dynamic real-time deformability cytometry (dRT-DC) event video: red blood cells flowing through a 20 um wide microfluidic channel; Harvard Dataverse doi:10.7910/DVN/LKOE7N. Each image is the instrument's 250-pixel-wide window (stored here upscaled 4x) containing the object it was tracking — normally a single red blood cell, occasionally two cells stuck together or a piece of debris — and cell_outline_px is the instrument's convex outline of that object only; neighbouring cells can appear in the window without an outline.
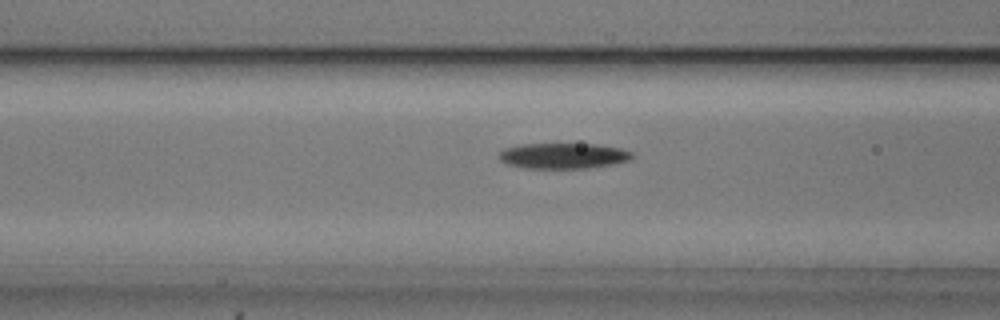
{"species": "common noctule bat (a hibernating species)", "species_latin": "Nyctalus noctula", "temperature_condition": "cold", "stored_images_in_passage": 48, "camera_frame_rate_fps": 3000, "um_per_image_px": 0.085, "animal": {"sex": "male", "body_mass_g": 20.5, "forearm_length_mm": 52.5}, "frame": {"image": 1, "passage_image": 21, "time_ms": 6.667, "image_size_px": [1000, 320], "cell_outline_px": [[636, 156], [628, 160], [612, 164], [588, 168], [524, 168], [504, 164], [500, 160], [500, 152], [504, 148], [520, 144], [596, 144], [620, 148], [632, 152]], "centroid_in_image_um": [47.86, 13.24], "position_along_channel_um": 118.7, "area_um2": 19.94}}
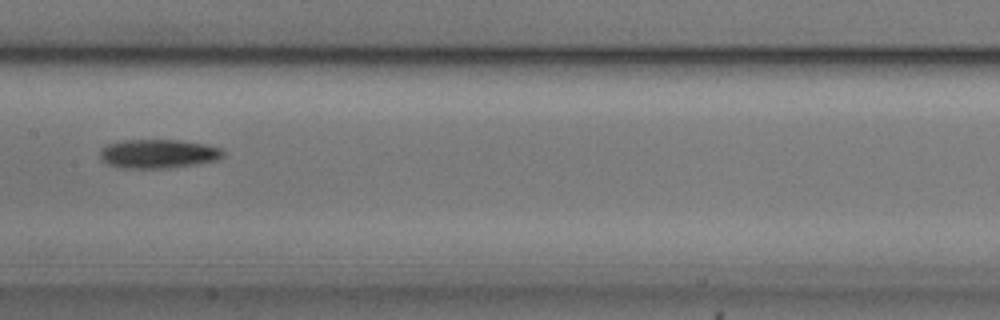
{"frame": {"image": 2, "passage_image": 27, "time_ms": 8.667, "image_size_px": [1000, 320], "cell_outline_px": [[224, 156], [216, 160], [196, 164], [168, 168], [120, 168], [108, 164], [100, 160], [100, 152], [108, 144], [120, 140], [180, 140], [204, 144], [224, 148]], "centroid_in_image_um": [13.46, 13.07], "position_along_channel_um": 193.9, "area_um2": 20.87}}
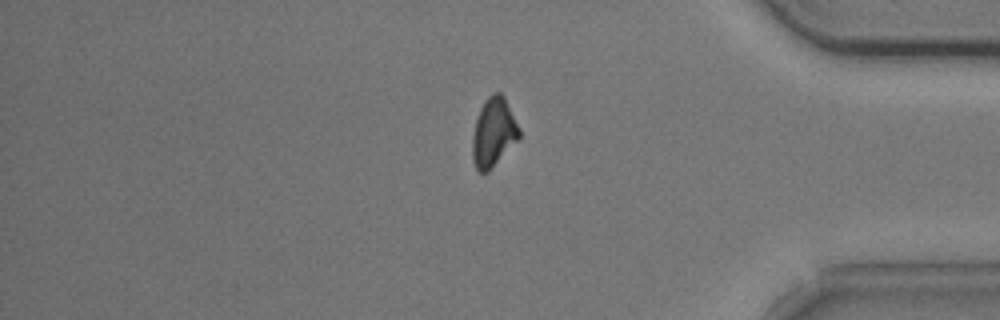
{"frame": {"image": 3, "passage_image": 45, "time_ms": 14.667, "image_size_px": [1000, 320], "cell_outline_px": [[520, 136], [488, 172], [480, 172], [476, 168], [472, 160], [472, 136], [476, 120], [480, 108], [484, 100], [492, 92], [500, 92], [504, 96], [520, 128]], "centroid_in_image_um": [41.93, 11.22], "position_along_channel_um": 393.3, "area_um2": 18.67}}